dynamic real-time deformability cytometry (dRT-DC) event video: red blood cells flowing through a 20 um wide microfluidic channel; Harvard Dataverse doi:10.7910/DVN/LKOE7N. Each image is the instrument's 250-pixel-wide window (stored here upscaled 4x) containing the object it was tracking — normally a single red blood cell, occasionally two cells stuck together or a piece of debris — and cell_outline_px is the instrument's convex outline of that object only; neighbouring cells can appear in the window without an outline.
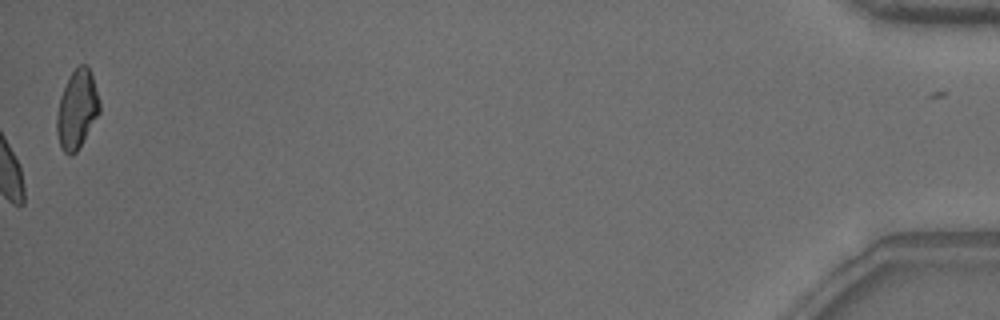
{"species": "common noctule bat (a hibernating species)", "species_latin": "Nyctalus noctula", "temperature_condition": "warm", "stored_images_in_passage": 42, "camera_frame_rate_fps": 3000, "um_per_image_px": 0.085, "animal": {"sex": "male", "body_mass_g": 18.8}, "frame": {"image": 1, "passage_image": 42, "time_ms": 13.667, "image_size_px": [1000, 320], "cell_outline_px": [[100, 112], [76, 152], [72, 156], [68, 156], [60, 148], [56, 132], [56, 116], [60, 96], [72, 72], [80, 64], [88, 64], [100, 100]], "centroid_in_image_um": [6.53, 9.32], "position_along_channel_um": 428.7, "area_um2": 19.59}, "authors_computed_cell_mechanics": {"area_um2": 17.051, "velocity_mm_per_s": 3.8562, "shape_relaxation_time_tau1_ms": 3.3383, "shape_relaxation_time_tau2_ms": 0.6038, "deformation_change_tau1": 0.0858, "deformation_change_tau2": 0.0392}}